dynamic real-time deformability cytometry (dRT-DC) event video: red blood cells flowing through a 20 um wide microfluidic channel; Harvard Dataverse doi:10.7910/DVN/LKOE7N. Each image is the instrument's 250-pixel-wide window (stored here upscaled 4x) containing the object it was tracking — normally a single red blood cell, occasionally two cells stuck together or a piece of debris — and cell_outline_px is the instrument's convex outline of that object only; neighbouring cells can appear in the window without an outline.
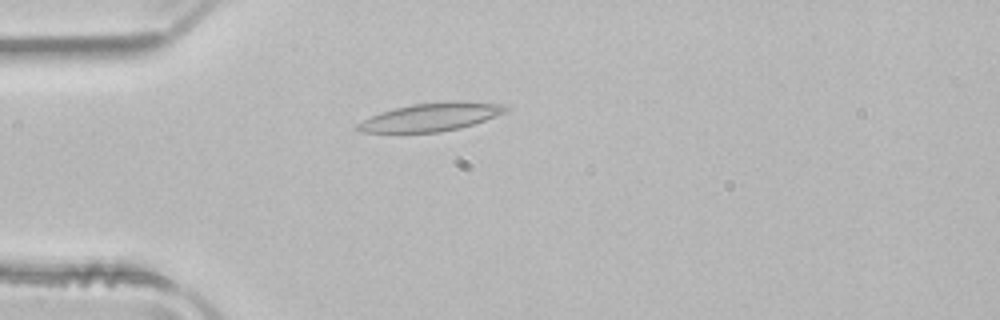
{"species": "common noctule bat (a hibernating species)", "species_latin": "Nyctalus noctula", "temperature_condition": "room temperature", "stored_images_in_passage": 51, "camera_frame_rate_fps": 3000, "um_per_image_px": 0.085, "animal": {"sex": "male", "body_mass_g": 21.5, "forearm_length_mm": 52.0}, "frame": {"image": 1, "passage_image": 14, "time_ms": 4.333, "image_size_px": [1000, 320], "cell_outline_px": [[512, 108], [508, 112], [460, 128], [440, 132], [360, 132], [356, 128], [356, 124], [368, 116], [380, 112], [412, 104], [448, 100], [464, 100], [508, 104]], "centroid_in_image_um": [36.71, 9.91], "position_along_channel_um": 48.3, "area_um2": 24.8}}
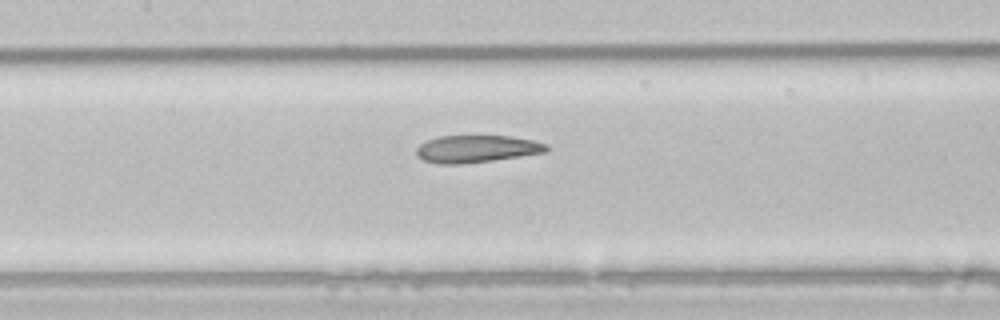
{"frame": {"image": 2, "passage_image": 24, "time_ms": 7.667, "image_size_px": [1000, 320], "cell_outline_px": [[548, 152], [492, 160], [460, 164], [436, 164], [424, 160], [416, 156], [416, 148], [424, 140], [440, 136], [512, 136], [532, 140], [548, 144]], "centroid_in_image_um": [40.48, 12.65], "position_along_channel_um": 166.9, "area_um2": 20.81}}
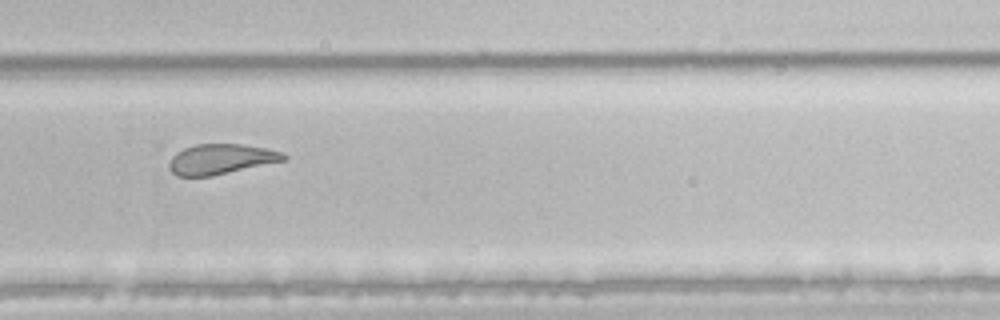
{"frame": {"image": 3, "passage_image": 35, "time_ms": 11.333, "image_size_px": [1000, 320], "cell_outline_px": [[288, 156], [284, 160], [212, 176], [176, 176], [168, 168], [168, 164], [172, 156], [176, 152], [184, 148], [196, 144], [240, 144], [268, 148], [284, 152]], "centroid_in_image_um": [18.76, 13.52], "position_along_channel_um": 311.0, "area_um2": 20.17}, "authors_computed_cell_mechanics": {"area_um2": 23.698, "velocity_mm_per_s": 3.9538, "shape_relaxation_time_tau1_ms": null, "shape_relaxation_time_tau2_ms": 2.2111, "deformation_change_tau1": null, "deformation_change_tau2": 0.1118}}